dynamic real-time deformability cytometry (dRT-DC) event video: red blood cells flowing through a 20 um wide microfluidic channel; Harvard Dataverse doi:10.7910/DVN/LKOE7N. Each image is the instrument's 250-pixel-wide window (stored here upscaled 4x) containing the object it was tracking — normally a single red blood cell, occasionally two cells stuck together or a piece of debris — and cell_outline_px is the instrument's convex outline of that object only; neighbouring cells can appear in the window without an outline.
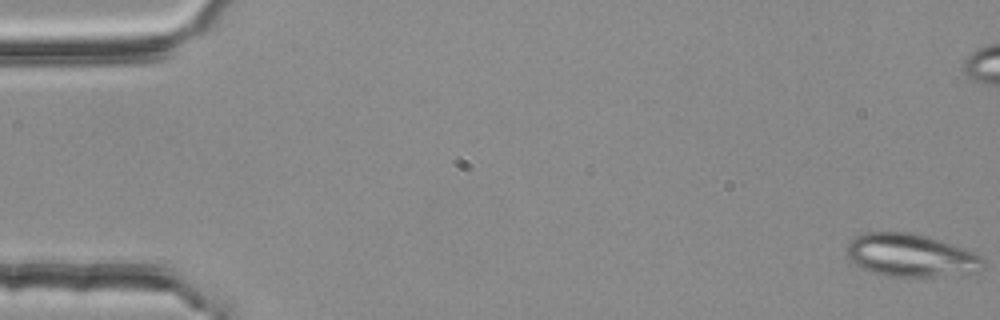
{"species": "common noctule bat (a hibernating species)", "species_latin": "Nyctalus noctula", "temperature_condition": "room temperature", "stored_images_in_passage": 47, "camera_frame_rate_fps": 3000, "um_per_image_px": 0.085, "animal": {"sex": "female", "body_mass_g": 25.1}, "frame": {"image": 1, "passage_image": 1, "time_ms": 0.0, "image_size_px": [1000, 320], "cell_outline_px": [[984, 268], [932, 276], [888, 276], [872, 272], [856, 264], [848, 256], [848, 244], [856, 236], [864, 232], [912, 232], [928, 236], [976, 252], [984, 260]], "centroid_in_image_um": [77.39, 21.66], "position_along_channel_um": 7.6, "area_um2": 33.29}}
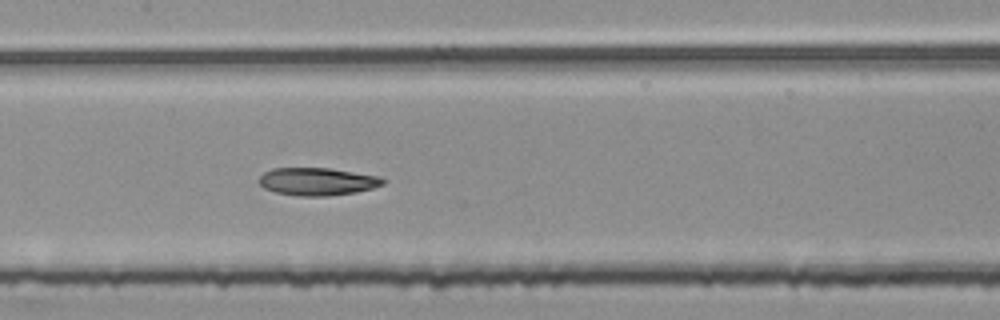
{"frame": {"image": 2, "passage_image": 27, "time_ms": 8.667, "image_size_px": [1000, 320], "cell_outline_px": [[388, 180], [384, 184], [372, 188], [356, 192], [328, 196], [300, 196], [276, 192], [264, 188], [256, 180], [264, 172], [272, 168], [332, 168], [380, 176]], "centroid_in_image_um": [26.99, 15.42], "position_along_channel_um": 180.4, "area_um2": 20.23}}
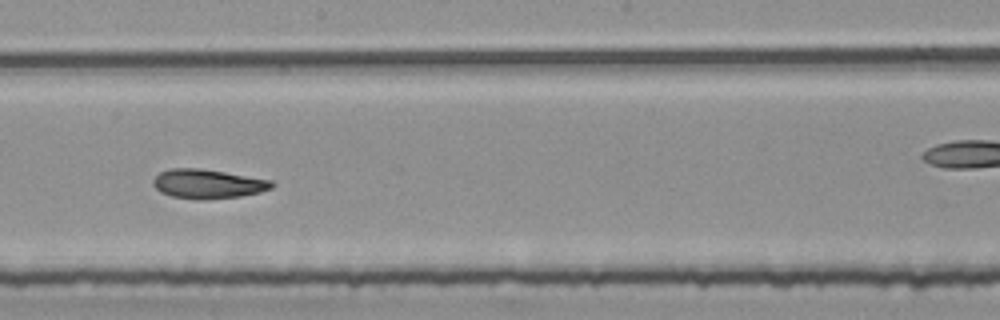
{"frame": {"image": 3, "passage_image": 31, "time_ms": 10.0, "image_size_px": [1000, 320], "cell_outline_px": [[276, 184], [272, 188], [260, 192], [240, 196], [204, 200], [196, 200], [172, 196], [160, 192], [152, 184], [152, 180], [160, 172], [168, 168], [200, 168], [272, 180]], "centroid_in_image_um": [17.65, 15.63], "position_along_channel_um": 230.5, "area_um2": 20.35}}